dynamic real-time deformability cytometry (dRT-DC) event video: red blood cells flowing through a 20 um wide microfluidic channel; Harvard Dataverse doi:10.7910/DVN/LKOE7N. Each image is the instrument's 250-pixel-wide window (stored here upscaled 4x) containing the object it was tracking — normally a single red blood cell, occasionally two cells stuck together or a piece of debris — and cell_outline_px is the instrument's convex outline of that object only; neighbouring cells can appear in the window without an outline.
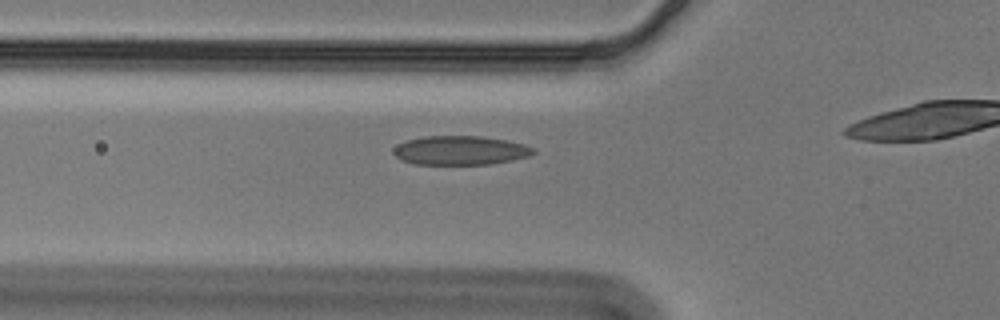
{"species": "Egyptian fruit bat (a non-hibernating species)", "species_latin": "Rousettus aegyptiacus", "temperature_condition": "cold", "stored_images_in_passage": 41, "camera_frame_rate_fps": 3000, "um_per_image_px": 0.085, "animal": {"sex": "male"}, "frame": {"image": 1, "passage_image": 14, "time_ms": 4.333, "image_size_px": [1000, 320], "cell_outline_px": [[536, 152], [528, 156], [512, 160], [488, 164], [412, 164], [400, 160], [392, 152], [400, 144], [408, 140], [424, 136], [480, 136], [508, 140], [524, 144], [536, 148]], "centroid_in_image_um": [39.16, 12.78], "position_along_channel_um": 86.6, "area_um2": 23.64}}
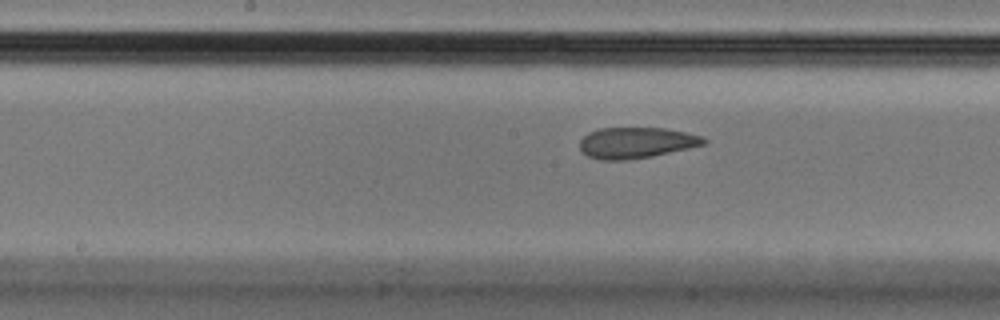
{"frame": {"image": 2, "passage_image": 23, "time_ms": 7.333, "image_size_px": [1000, 320], "cell_outline_px": [[708, 144], [652, 156], [628, 160], [600, 160], [588, 156], [580, 152], [580, 140], [588, 132], [600, 128], [664, 128], [704, 136], [708, 140]], "centroid_in_image_um": [54.09, 12.14], "position_along_channel_um": 194.1, "area_um2": 22.6}}
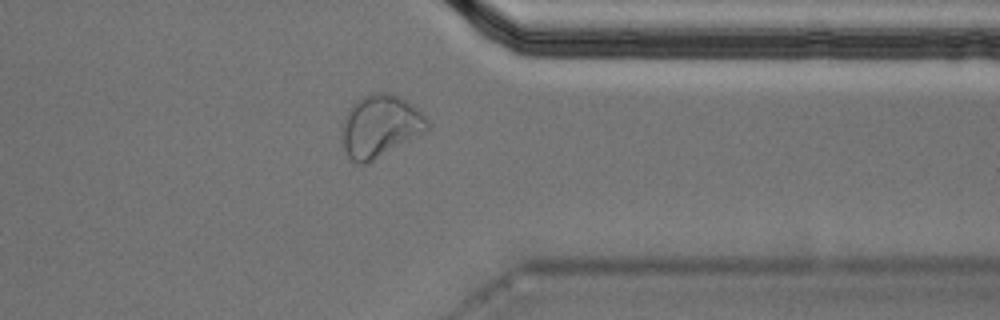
{"frame": {"image": 3, "passage_image": 39, "time_ms": 12.667, "image_size_px": [1000, 320], "cell_outline_px": [[428, 132], [364, 164], [360, 164], [352, 160], [348, 156], [344, 148], [340, 132], [348, 108], [352, 104], [364, 96], [372, 92], [392, 92], [416, 108], [428, 120]], "centroid_in_image_um": [32.3, 10.71], "position_along_channel_um": 379.1, "area_um2": 30.92}}